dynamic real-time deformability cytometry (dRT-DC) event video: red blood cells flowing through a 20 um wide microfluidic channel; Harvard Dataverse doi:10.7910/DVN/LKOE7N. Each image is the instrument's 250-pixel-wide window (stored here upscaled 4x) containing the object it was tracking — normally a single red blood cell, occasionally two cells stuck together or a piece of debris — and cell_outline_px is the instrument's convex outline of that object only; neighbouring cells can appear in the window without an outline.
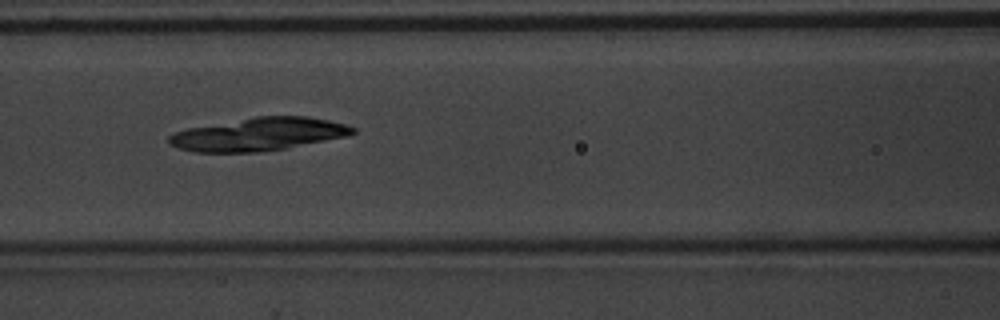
{"species": "common noctule bat (a hibernating species)", "species_latin": "Nyctalus noctula", "temperature_condition": "warm", "stored_images_in_passage": 54, "camera_frame_rate_fps": 3000, "um_per_image_px": 0.085, "animal": {"sex": "male", "body_mass_g": 20.1, "forearm_length_mm": 53.5}, "frame": {"image": 1, "passage_image": 24, "time_ms": 7.667, "image_size_px": [1000, 320], "cell_outline_px": [[356, 132], [348, 136], [288, 148], [256, 152], [192, 152], [176, 148], [168, 144], [168, 136], [176, 132], [188, 128], [256, 116], [308, 116], [348, 124], [356, 128]], "centroid_in_image_um": [22.0, 11.41], "position_along_channel_um": 144.6, "area_um2": 35.55}}